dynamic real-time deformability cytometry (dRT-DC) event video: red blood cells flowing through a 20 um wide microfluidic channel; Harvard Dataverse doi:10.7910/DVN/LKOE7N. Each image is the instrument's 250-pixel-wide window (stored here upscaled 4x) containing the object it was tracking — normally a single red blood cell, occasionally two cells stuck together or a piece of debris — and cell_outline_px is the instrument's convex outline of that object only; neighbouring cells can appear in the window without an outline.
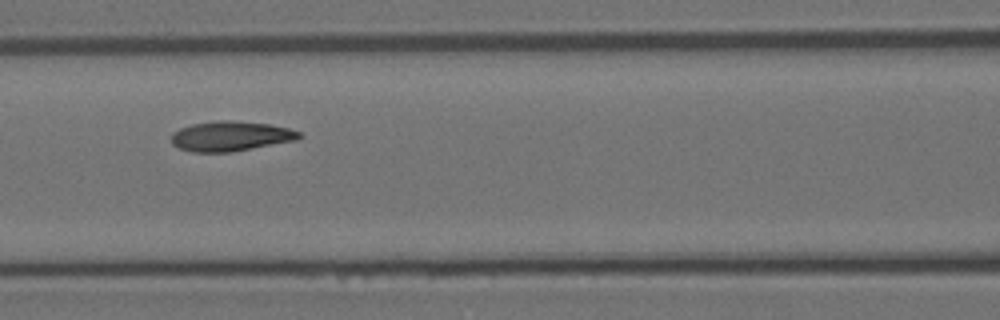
{"species": "Egyptian fruit bat (a non-hibernating species)", "species_latin": "Rousettus aegyptiacus", "temperature_condition": "room temperature", "stored_images_in_passage": 16, "segment_of_instrument_passage": [1, 2], "camera_frame_rate_fps": 3000, "um_per_image_px": 0.085, "animal": {"sex": "female"}, "frame": {"image": 1, "passage_image": 6, "time_ms": 1.667, "image_size_px": [1000, 320], "cell_outline_px": [[300, 136], [296, 140], [228, 152], [192, 152], [180, 148], [172, 144], [172, 132], [180, 128], [192, 124], [220, 120], [228, 120], [268, 124], [288, 128], [300, 132]], "centroid_in_image_um": [19.56, 11.57], "position_along_channel_um": 147.0, "area_um2": 21.91}}
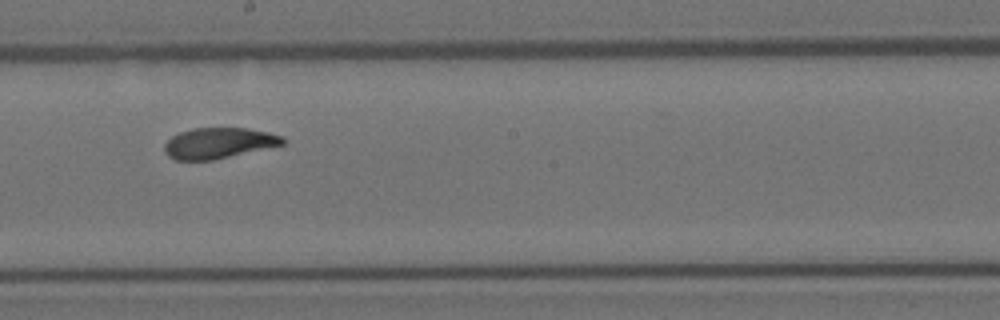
{"frame": {"image": 2, "passage_image": 8, "time_ms": 2.333, "image_size_px": [1000, 320], "cell_outline_px": [[284, 144], [212, 160], [176, 160], [168, 156], [164, 152], [164, 144], [172, 136], [180, 132], [192, 128], [248, 128], [268, 132], [284, 136]], "centroid_in_image_um": [18.56, 12.15], "position_along_channel_um": 229.6, "area_um2": 21.1}}
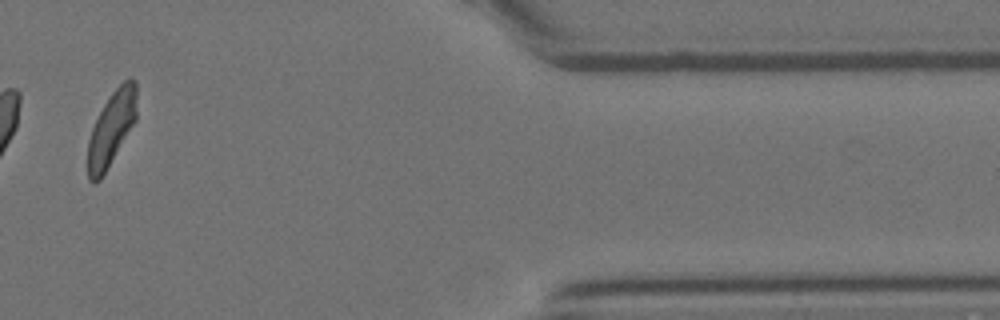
{"frame": {"image": 3, "passage_image": 13, "time_ms": 4.0, "image_size_px": [1000, 320], "cell_outline_px": [[136, 120], [100, 180], [96, 184], [92, 184], [88, 180], [88, 140], [92, 128], [104, 104], [112, 92], [128, 76], [132, 76], [136, 80]], "centroid_in_image_um": [9.48, 10.91], "position_along_channel_um": 401.9, "area_um2": 21.1}}